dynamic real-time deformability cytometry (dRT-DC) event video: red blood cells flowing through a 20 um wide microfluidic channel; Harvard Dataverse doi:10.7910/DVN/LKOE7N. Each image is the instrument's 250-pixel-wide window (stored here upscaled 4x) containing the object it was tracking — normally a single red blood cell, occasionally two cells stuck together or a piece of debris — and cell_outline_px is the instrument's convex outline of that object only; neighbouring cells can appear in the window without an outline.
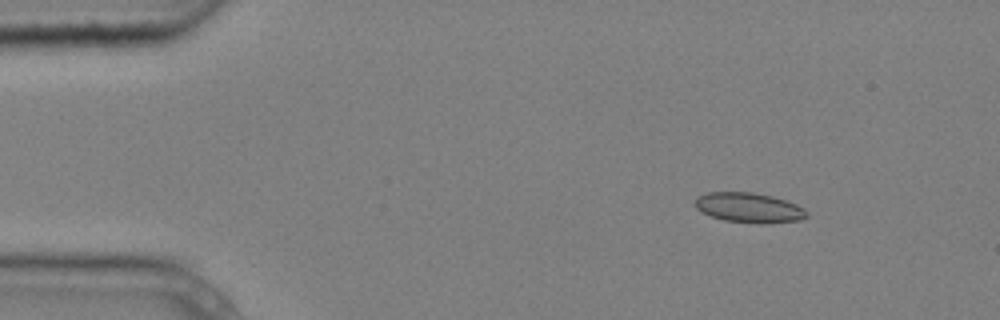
{"species": "common noctule bat (a hibernating species)", "species_latin": "Nyctalus noctula", "temperature_condition": "cold", "stored_images_in_passage": 2, "camera_frame_rate_fps": 3000, "um_per_image_px": 0.085, "animal": {"sex": "male", "body_mass_g": 20.4}, "frame": {"image": 1, "passage_image": 1, "time_ms": 0.0, "image_size_px": [1000, 320], "cell_outline_px": [[808, 216], [800, 220], [724, 220], [700, 212], [692, 204], [696, 196], [708, 192], [752, 192], [772, 196], [796, 204], [804, 208], [808, 212]], "centroid_in_image_um": [63.56, 17.58], "position_along_channel_um": 21.4, "area_um2": 18.55}}